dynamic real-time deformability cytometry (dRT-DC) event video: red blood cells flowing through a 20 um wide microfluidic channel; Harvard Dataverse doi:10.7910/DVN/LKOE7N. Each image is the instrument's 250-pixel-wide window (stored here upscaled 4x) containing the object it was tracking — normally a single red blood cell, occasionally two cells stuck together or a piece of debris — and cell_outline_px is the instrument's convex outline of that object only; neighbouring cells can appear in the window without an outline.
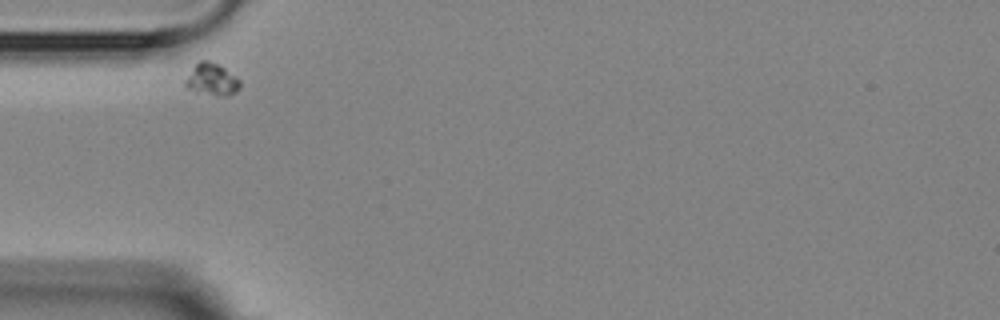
{"species": "Egyptian fruit bat (a non-hibernating species)", "species_latin": "Rousettus aegyptiacus", "temperature_condition": "room temperature", "stored_images_in_passage": 3, "camera_frame_rate_fps": 3000, "um_per_image_px": 0.085, "animal": {"sex": "female"}, "frame": {"image": 1, "passage_image": 1, "time_ms": 0.0, "image_size_px": [1000, 320], "cell_outline_px": [[240, 88], [236, 92], [228, 96], [216, 96], [196, 92], [184, 88], [184, 84], [192, 68], [200, 60], [212, 60], [220, 64], [236, 76], [240, 80]], "centroid_in_image_um": [18.02, 6.76], "position_along_channel_um": 67.0, "area_um2": 10.52}}
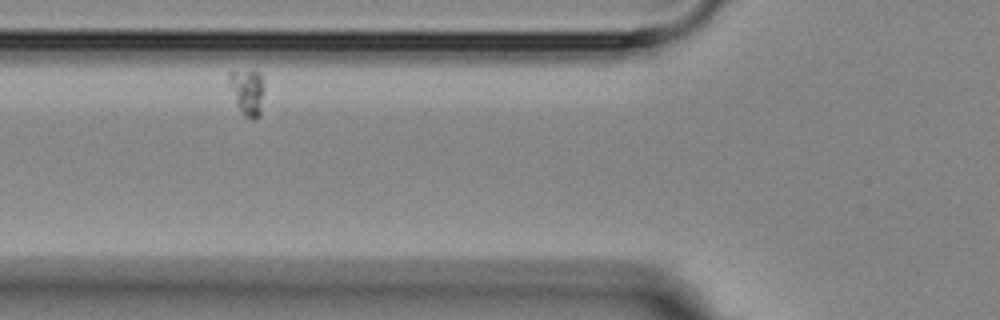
{"frame": {"image": 2, "passage_image": 2, "time_ms": 1.333, "image_size_px": [1000, 320], "cell_outline_px": [[264, 88], [260, 116], [252, 120], [244, 116], [240, 112], [236, 104], [228, 84], [228, 72], [232, 68], [256, 68], [260, 72]], "centroid_in_image_um": [20.99, 7.71], "position_along_channel_um": 104.8, "area_um2": 10.29}}